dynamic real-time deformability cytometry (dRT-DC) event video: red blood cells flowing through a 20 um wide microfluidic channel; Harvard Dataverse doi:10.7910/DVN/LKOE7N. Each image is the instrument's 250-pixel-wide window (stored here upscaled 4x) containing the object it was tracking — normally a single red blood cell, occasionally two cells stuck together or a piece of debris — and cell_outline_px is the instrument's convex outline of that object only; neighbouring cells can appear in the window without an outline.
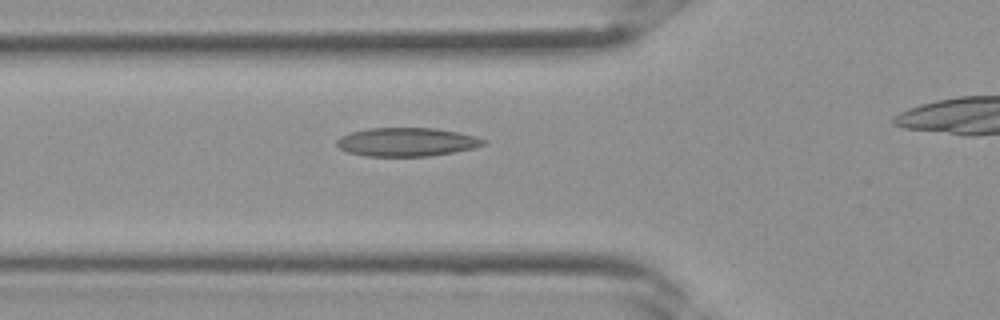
{"species": "Egyptian fruit bat (a non-hibernating species)", "species_latin": "Rousettus aegyptiacus", "temperature_condition": "room temperature", "stored_images_in_passage": 26, "camera_frame_rate_fps": 3000, "um_per_image_px": 0.085, "frame": {"image": 1, "passage_image": 8, "time_ms": 2.333, "image_size_px": [1000, 320], "cell_outline_px": [[488, 140], [484, 144], [476, 148], [428, 156], [368, 156], [348, 152], [340, 148], [336, 144], [336, 140], [340, 136], [352, 132], [368, 128], [436, 128], [456, 132]], "centroid_in_image_um": [34.56, 12.07], "position_along_channel_um": 91.2, "area_um2": 24.28}}
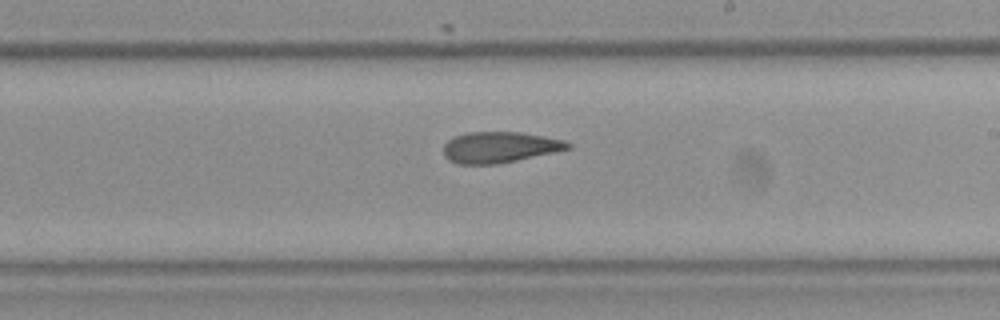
{"frame": {"image": 2, "passage_image": 16, "time_ms": 5.0, "image_size_px": [1000, 320], "cell_outline_px": [[572, 148], [516, 160], [496, 164], [456, 164], [448, 160], [444, 156], [444, 144], [448, 140], [456, 136], [468, 132], [520, 132], [544, 136], [564, 140], [572, 144]], "centroid_in_image_um": [42.45, 12.51], "position_along_channel_um": 246.5, "area_um2": 22.37}}
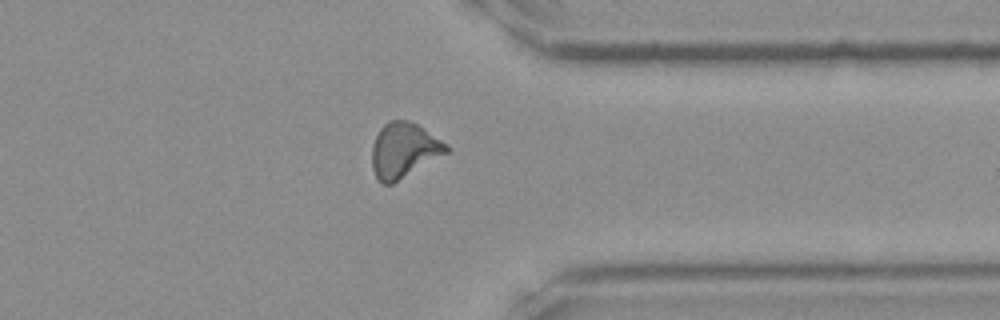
{"frame": {"image": 3, "passage_image": 23, "time_ms": 7.333, "image_size_px": [1000, 320], "cell_outline_px": [[452, 148], [448, 152], [392, 184], [380, 184], [376, 180], [372, 168], [372, 144], [380, 128], [388, 120], [408, 120], [416, 124], [448, 144]], "centroid_in_image_um": [34.3, 12.78], "position_along_channel_um": 377.1, "area_um2": 23.93}}